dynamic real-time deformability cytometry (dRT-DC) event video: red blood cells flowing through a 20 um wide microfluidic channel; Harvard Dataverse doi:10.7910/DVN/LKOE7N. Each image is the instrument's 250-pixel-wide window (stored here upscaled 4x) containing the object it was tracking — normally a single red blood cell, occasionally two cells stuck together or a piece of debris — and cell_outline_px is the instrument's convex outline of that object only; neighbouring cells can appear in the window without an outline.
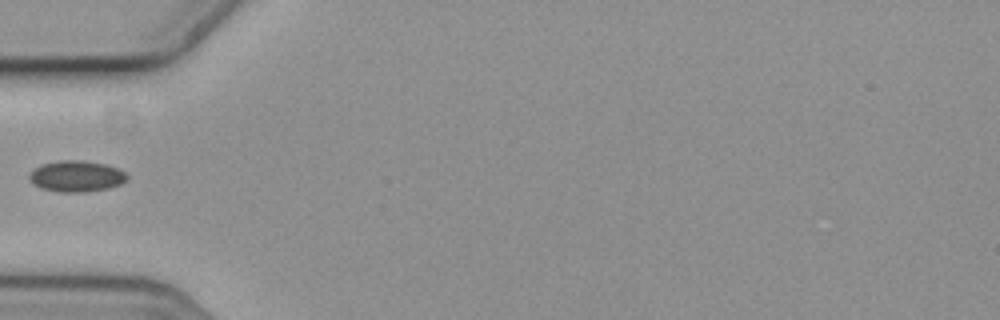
{"species": "common noctule bat (a hibernating species)", "species_latin": "Nyctalus noctula", "temperature_condition": "cold", "stored_images_in_passage": 39, "camera_frame_rate_fps": 3000, "um_per_image_px": 0.085, "animal": {"sex": "female", "body_mass_g": 19.3, "forearm_length_mm": 54.1}, "frame": {"image": 1, "passage_image": 1, "time_ms": 0.0, "image_size_px": [1000, 320], "cell_outline_px": [[128, 176], [120, 184], [108, 188], [84, 192], [60, 192], [40, 188], [32, 184], [28, 180], [28, 176], [40, 164], [60, 160], [84, 160], [104, 164], [116, 168], [124, 172]], "centroid_in_image_um": [6.44, 14.98], "position_along_channel_um": 78.6, "area_um2": 17.69}}
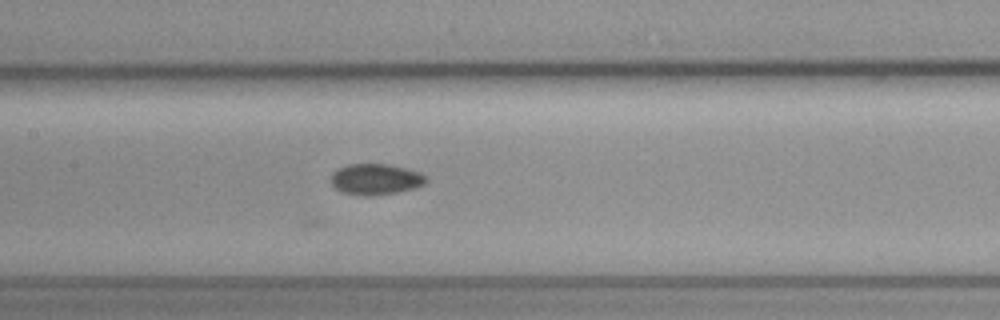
{"frame": {"image": 2, "passage_image": 9, "time_ms": 2.667, "image_size_px": [1000, 320], "cell_outline_px": [[428, 180], [424, 184], [416, 188], [396, 192], [372, 196], [360, 196], [340, 192], [332, 184], [332, 176], [336, 168], [348, 164], [388, 164], [420, 172], [428, 176]], "centroid_in_image_um": [31.94, 15.24], "position_along_channel_um": 175.5, "area_um2": 17.34}}
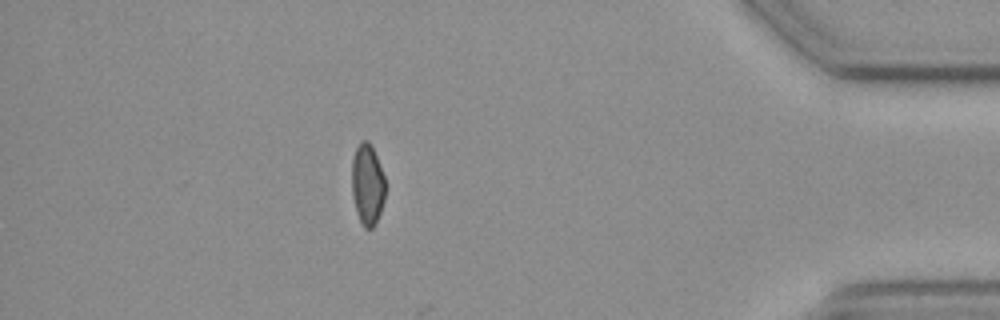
{"frame": {"image": 3, "passage_image": 32, "time_ms": 10.333, "image_size_px": [1000, 320], "cell_outline_px": [[384, 200], [376, 224], [372, 228], [364, 228], [356, 212], [352, 196], [352, 160], [356, 148], [360, 140], [368, 140], [376, 156], [384, 176]], "centroid_in_image_um": [31.21, 15.69], "position_along_channel_um": 404.0, "area_um2": 15.72}}